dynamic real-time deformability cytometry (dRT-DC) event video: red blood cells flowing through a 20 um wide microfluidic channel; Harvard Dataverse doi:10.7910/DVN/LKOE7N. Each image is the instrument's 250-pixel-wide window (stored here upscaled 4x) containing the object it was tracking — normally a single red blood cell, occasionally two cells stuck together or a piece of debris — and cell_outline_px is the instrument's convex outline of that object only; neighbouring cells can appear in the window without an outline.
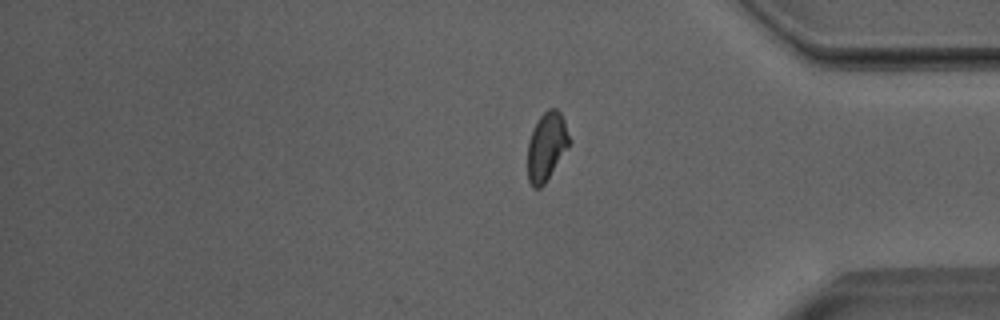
{"species": "Egyptian fruit bat (a non-hibernating species)", "species_latin": "Rousettus aegyptiacus", "temperature_condition": "room temperature", "stored_images_in_passage": 33, "camera_frame_rate_fps": 3000, "um_per_image_px": 0.085, "animal": {"sex": "male"}, "frame": {"image": 1, "passage_image": 33, "time_ms": 10.667, "image_size_px": [1000, 320], "cell_outline_px": [[572, 140], [568, 148], [544, 184], [540, 188], [532, 188], [528, 180], [528, 140], [540, 116], [548, 108], [556, 108], [560, 112], [564, 120]], "centroid_in_image_um": [46.48, 12.45], "position_along_channel_um": 388.7, "area_um2": 16.65}, "authors_computed_cell_mechanics": {"area_um2": 17.2822, "velocity_mm_per_s": 4.005, "shape_relaxation_time_tau1_ms": null, "shape_relaxation_time_tau2_ms": 1.8137, "deformation_change_tau1": null, "deformation_change_tau2": 0.053}}